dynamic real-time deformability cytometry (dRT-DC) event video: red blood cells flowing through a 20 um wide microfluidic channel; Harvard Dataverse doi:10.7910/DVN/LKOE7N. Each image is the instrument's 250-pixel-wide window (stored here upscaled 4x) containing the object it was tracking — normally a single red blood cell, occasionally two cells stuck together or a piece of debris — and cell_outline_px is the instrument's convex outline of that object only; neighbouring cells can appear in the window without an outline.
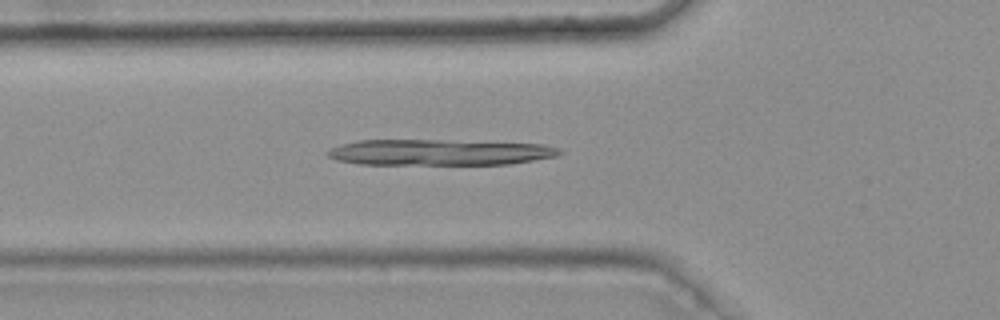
{"species": "common noctule bat (a hibernating species)", "species_latin": "Nyctalus noctula", "temperature_condition": "warm", "stored_images_in_passage": 41, "camera_frame_rate_fps": 3000, "um_per_image_px": 0.085, "animal": {"sex": "female", "body_mass_g": 25.1}, "frame": {"image": 1, "passage_image": 13, "time_ms": 4.0, "image_size_px": [1000, 320], "cell_outline_px": [[564, 152], [556, 156], [508, 164], [360, 164], [336, 160], [328, 156], [324, 152], [328, 148], [340, 144], [360, 140], [440, 140], [544, 144], [560, 148]], "centroid_in_image_um": [37.3, 12.94], "position_along_channel_um": 88.5, "area_um2": 35.08}}
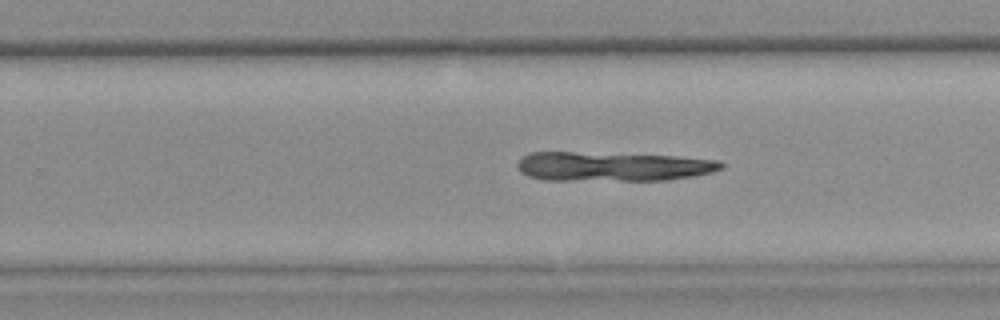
{"frame": {"image": 2, "passage_image": 28, "time_ms": 9.0, "image_size_px": [1000, 320], "cell_outline_px": [[724, 168], [712, 172], [692, 176], [664, 180], [544, 180], [528, 176], [520, 172], [516, 164], [528, 152], [572, 152], [676, 156], [720, 160], [724, 164]], "centroid_in_image_um": [52.07, 14.15], "position_along_channel_um": 277.7, "area_um2": 34.8}}
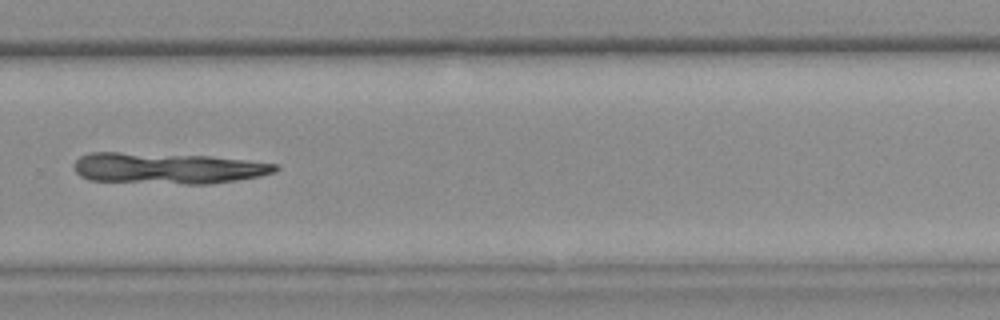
{"frame": {"image": 3, "passage_image": 31, "time_ms": 10.0, "image_size_px": [1000, 320], "cell_outline_px": [[280, 168], [276, 172], [260, 176], [212, 184], [184, 184], [88, 180], [80, 176], [76, 172], [72, 164], [80, 156], [88, 152], [120, 152], [208, 156], [248, 160], [280, 164]], "centroid_in_image_um": [14.26, 14.3], "position_along_channel_um": 315.5, "area_um2": 36.76}}